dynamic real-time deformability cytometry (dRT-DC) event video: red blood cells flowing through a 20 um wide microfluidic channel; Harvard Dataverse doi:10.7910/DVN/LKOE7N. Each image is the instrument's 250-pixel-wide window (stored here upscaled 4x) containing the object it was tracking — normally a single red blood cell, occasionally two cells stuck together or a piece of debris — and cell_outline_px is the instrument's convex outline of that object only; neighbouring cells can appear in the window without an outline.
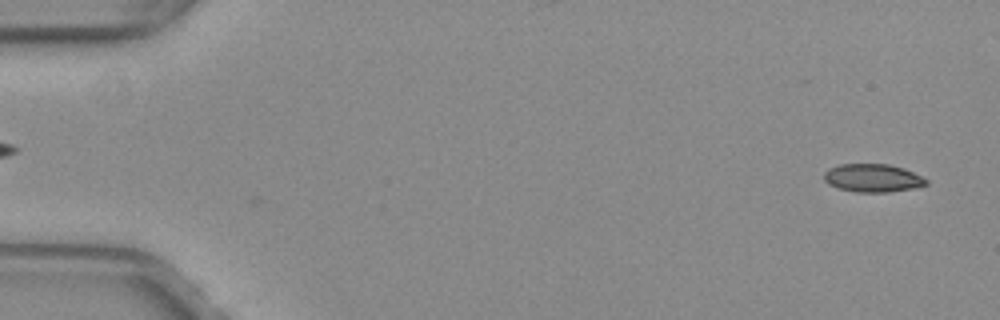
{"species": "common noctule bat (a hibernating species)", "species_latin": "Nyctalus noctula", "temperature_condition": "warm", "stored_images_in_passage": 13, "camera_frame_rate_fps": 3000, "um_per_image_px": 0.085, "animal": {"sex": "female", "body_mass_g": 29.2, "forearm_length_mm": 56.3}, "frame": {"image": 1, "passage_image": 2, "time_ms": 0.333, "image_size_px": [1000, 320], "cell_outline_px": [[928, 184], [912, 188], [888, 192], [856, 192], [840, 188], [828, 184], [824, 180], [824, 172], [828, 168], [840, 164], [888, 164], [904, 168], [924, 176], [928, 180]], "centroid_in_image_um": [74.2, 15.12], "position_along_channel_um": 10.8, "area_um2": 16.82}}